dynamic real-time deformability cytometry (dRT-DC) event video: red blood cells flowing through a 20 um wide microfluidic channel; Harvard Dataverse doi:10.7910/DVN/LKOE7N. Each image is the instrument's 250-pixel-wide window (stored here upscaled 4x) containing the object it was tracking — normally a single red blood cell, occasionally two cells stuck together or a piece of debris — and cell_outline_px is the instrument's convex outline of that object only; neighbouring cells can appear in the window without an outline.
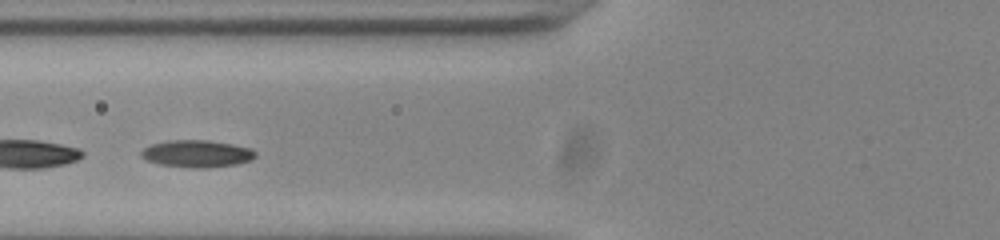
{"species": "common noctule bat (a hibernating species)", "species_latin": "Nyctalus noctula", "temperature_condition": "room temperature", "stored_images_in_passage": 39, "camera_frame_rate_fps": 3000, "um_per_image_px": 0.085, "animal": {"sex": "male", "body_mass_g": 20.0, "forearm_length_mm": 53.3}, "frame": {"image": 1, "passage_image": 11, "time_ms": 3.333, "image_size_px": [1000, 240], "cell_outline_px": [[256, 156], [252, 160], [236, 164], [204, 168], [192, 168], [160, 164], [148, 160], [140, 156], [140, 152], [144, 148], [152, 144], [168, 140], [208, 140], [232, 144], [252, 148], [256, 152]], "centroid_in_image_um": [16.76, 13.06], "position_along_channel_um": 109.0, "area_um2": 18.09}}
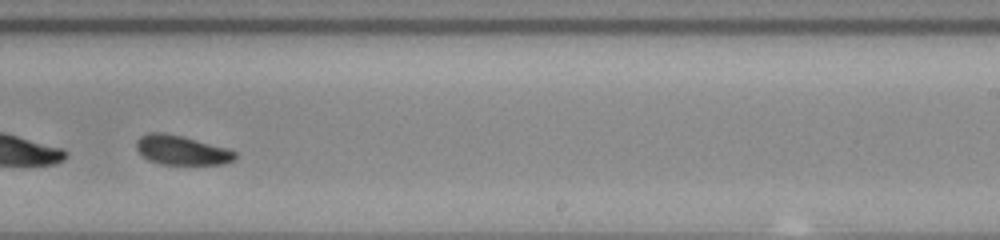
{"frame": {"image": 2, "passage_image": 24, "time_ms": 7.667, "image_size_px": [1000, 240], "cell_outline_px": [[236, 160], [224, 164], [160, 164], [148, 160], [136, 148], [136, 140], [140, 136], [148, 132], [164, 132], [228, 148], [236, 152]], "centroid_in_image_um": [15.44, 12.76], "position_along_channel_um": 273.6, "area_um2": 16.88}}
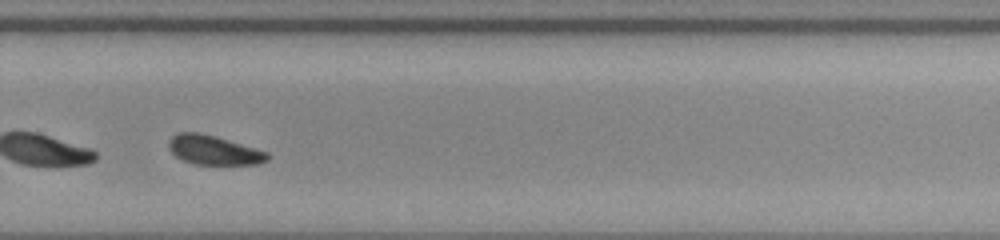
{"frame": {"image": 3, "passage_image": 27, "time_ms": 8.667, "image_size_px": [1000, 240], "cell_outline_px": [[268, 160], [260, 164], [192, 164], [180, 160], [168, 148], [168, 140], [172, 136], [180, 132], [200, 132], [216, 136], [268, 152]], "centroid_in_image_um": [18.13, 12.76], "position_along_channel_um": 311.7, "area_um2": 16.94}, "authors_computed_cell_mechanics": {"area_um2": 17.5712, "velocity_mm_per_s": 3.8084, "shape_relaxation_time_tau1_ms": 1.8687, "shape_relaxation_time_tau2_ms": 9.2906, "deformation_change_tau1": 0.0589, "deformation_change_tau2": 0.1903}}